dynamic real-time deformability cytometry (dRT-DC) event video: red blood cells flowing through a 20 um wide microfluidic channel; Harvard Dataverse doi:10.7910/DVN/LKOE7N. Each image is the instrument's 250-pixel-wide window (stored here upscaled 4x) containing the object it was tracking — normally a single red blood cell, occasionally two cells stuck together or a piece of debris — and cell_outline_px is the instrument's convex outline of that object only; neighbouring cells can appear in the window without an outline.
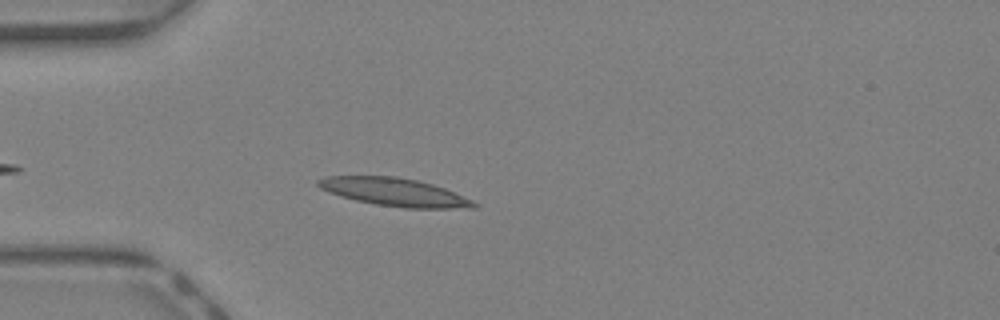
{"species": "Egyptian fruit bat (a non-hibernating species)", "species_latin": "Rousettus aegyptiacus", "temperature_condition": "warm", "stored_images_in_passage": 33, "camera_frame_rate_fps": 3000, "um_per_image_px": 0.085, "animal": {"sex": "female"}, "frame": {"image": 1, "passage_image": 4, "time_ms": 1.0, "image_size_px": [1000, 320], "cell_outline_px": [[476, 208], [404, 208], [376, 204], [356, 200], [340, 196], [328, 192], [320, 188], [316, 184], [316, 180], [324, 176], [396, 176], [416, 180], [432, 184], [444, 188], [472, 200], [476, 204]], "centroid_in_image_um": [33.48, 16.32], "position_along_channel_um": 51.5, "area_um2": 25.32}}
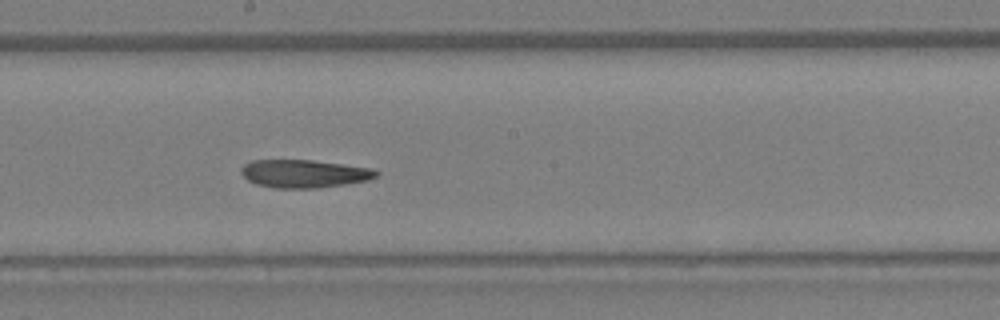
{"frame": {"image": 2, "passage_image": 16, "time_ms": 5.0, "image_size_px": [1000, 320], "cell_outline_px": [[380, 172], [376, 176], [368, 180], [344, 184], [316, 188], [272, 188], [256, 184], [248, 180], [240, 172], [240, 168], [244, 164], [252, 160], [312, 160], [368, 168]], "centroid_in_image_um": [25.78, 14.76], "position_along_channel_um": 222.4, "area_um2": 21.85}}
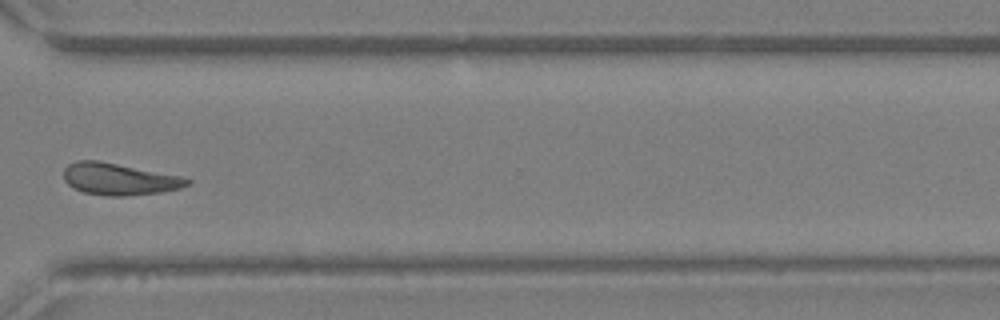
{"frame": {"image": 3, "passage_image": 25, "time_ms": 8.0, "image_size_px": [1000, 320], "cell_outline_px": [[192, 180], [188, 184], [180, 188], [160, 192], [128, 196], [104, 196], [84, 192], [68, 184], [64, 180], [64, 168], [68, 164], [76, 160], [100, 160], [180, 176]], "centroid_in_image_um": [10.1, 15.21], "position_along_channel_um": 360.5, "area_um2": 22.89}, "authors_computed_cell_mechanics": {"area_um2": 22.542, "velocity_mm_per_s": 4.6, "shape_relaxation_time_tau1_ms": null, "shape_relaxation_time_tau2_ms": 2.4159, "deformation_change_tau1": null, "deformation_change_tau2": 0.0969}}